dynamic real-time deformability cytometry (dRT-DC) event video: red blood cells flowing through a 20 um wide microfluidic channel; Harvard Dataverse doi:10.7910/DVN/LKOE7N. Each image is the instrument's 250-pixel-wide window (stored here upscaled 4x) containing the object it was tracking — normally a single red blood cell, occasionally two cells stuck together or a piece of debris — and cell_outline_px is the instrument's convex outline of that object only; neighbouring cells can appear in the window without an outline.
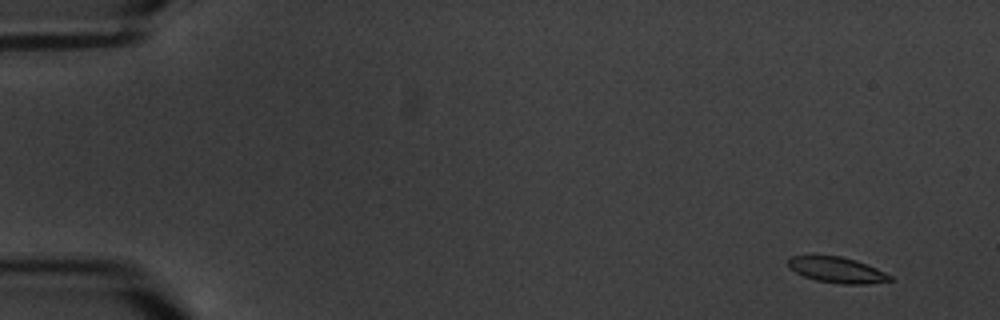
{"species": "common noctule bat (a hibernating species)", "species_latin": "Nyctalus noctula", "temperature_condition": "warm", "stored_images_in_passage": 6, "camera_frame_rate_fps": 3000, "um_per_image_px": 0.085, "animal": {"sex": "male", "body_mass_g": 20.1, "forearm_length_mm": 53.5}, "frame": {"image": 1, "passage_image": 1, "time_ms": 0.0, "image_size_px": [1000, 320], "cell_outline_px": [[892, 280], [868, 284], [840, 284], [816, 280], [804, 276], [796, 272], [788, 264], [788, 256], [840, 256], [856, 260], [876, 268], [892, 276]], "centroid_in_image_um": [71.16, 22.95], "position_along_channel_um": 13.8, "area_um2": 15.09}}
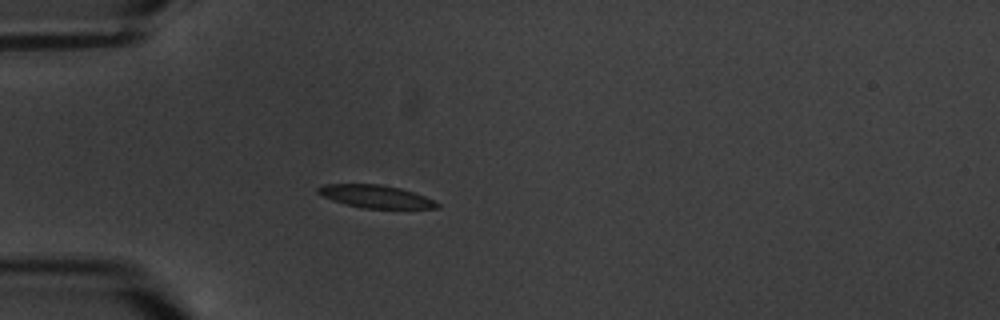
{"frame": {"image": 2, "passage_image": 5, "time_ms": 4.667, "image_size_px": [1000, 320], "cell_outline_px": [[440, 208], [364, 208], [344, 204], [332, 200], [316, 192], [316, 188], [324, 184], [380, 184], [400, 188], [424, 196], [440, 204]], "centroid_in_image_um": [31.89, 16.69], "position_along_channel_um": 53.1, "area_um2": 15.66}}